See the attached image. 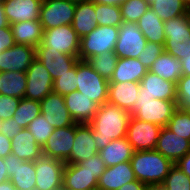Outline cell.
I'll return each instance as SVG.
<instances>
[{"label":"cell","mask_w":190,"mask_h":190,"mask_svg":"<svg viewBox=\"0 0 190 190\" xmlns=\"http://www.w3.org/2000/svg\"><path fill=\"white\" fill-rule=\"evenodd\" d=\"M40 105L41 114L53 128L68 127L75 124L62 95L52 91L40 101Z\"/></svg>","instance_id":"e0dca14e"},{"label":"cell","mask_w":190,"mask_h":190,"mask_svg":"<svg viewBox=\"0 0 190 190\" xmlns=\"http://www.w3.org/2000/svg\"><path fill=\"white\" fill-rule=\"evenodd\" d=\"M118 34L119 27L97 25L89 34L80 38L79 60L86 61L103 52H114Z\"/></svg>","instance_id":"8992f818"},{"label":"cell","mask_w":190,"mask_h":190,"mask_svg":"<svg viewBox=\"0 0 190 190\" xmlns=\"http://www.w3.org/2000/svg\"><path fill=\"white\" fill-rule=\"evenodd\" d=\"M7 175L17 190H35L36 170L33 161H23L10 153L4 158Z\"/></svg>","instance_id":"5bb4252c"},{"label":"cell","mask_w":190,"mask_h":190,"mask_svg":"<svg viewBox=\"0 0 190 190\" xmlns=\"http://www.w3.org/2000/svg\"><path fill=\"white\" fill-rule=\"evenodd\" d=\"M25 73L27 76L25 99L42 101L53 91L54 80L38 59L32 61Z\"/></svg>","instance_id":"7c38bea8"},{"label":"cell","mask_w":190,"mask_h":190,"mask_svg":"<svg viewBox=\"0 0 190 190\" xmlns=\"http://www.w3.org/2000/svg\"><path fill=\"white\" fill-rule=\"evenodd\" d=\"M186 6L188 7V10L190 11V0H185Z\"/></svg>","instance_id":"91938a15"},{"label":"cell","mask_w":190,"mask_h":190,"mask_svg":"<svg viewBox=\"0 0 190 190\" xmlns=\"http://www.w3.org/2000/svg\"><path fill=\"white\" fill-rule=\"evenodd\" d=\"M146 69L139 59L118 58L109 83L138 82L146 75Z\"/></svg>","instance_id":"83f0119b"},{"label":"cell","mask_w":190,"mask_h":190,"mask_svg":"<svg viewBox=\"0 0 190 190\" xmlns=\"http://www.w3.org/2000/svg\"><path fill=\"white\" fill-rule=\"evenodd\" d=\"M161 186L165 190H190V177L174 164Z\"/></svg>","instance_id":"ab89813d"},{"label":"cell","mask_w":190,"mask_h":190,"mask_svg":"<svg viewBox=\"0 0 190 190\" xmlns=\"http://www.w3.org/2000/svg\"><path fill=\"white\" fill-rule=\"evenodd\" d=\"M146 187L147 185L138 180H135L127 183L126 185H123L119 190H144Z\"/></svg>","instance_id":"816d5d0a"},{"label":"cell","mask_w":190,"mask_h":190,"mask_svg":"<svg viewBox=\"0 0 190 190\" xmlns=\"http://www.w3.org/2000/svg\"><path fill=\"white\" fill-rule=\"evenodd\" d=\"M162 127L131 116L126 139L134 151L155 150Z\"/></svg>","instance_id":"30bf717a"},{"label":"cell","mask_w":190,"mask_h":190,"mask_svg":"<svg viewBox=\"0 0 190 190\" xmlns=\"http://www.w3.org/2000/svg\"><path fill=\"white\" fill-rule=\"evenodd\" d=\"M155 150L175 164L190 151V140L162 127Z\"/></svg>","instance_id":"d6986e66"},{"label":"cell","mask_w":190,"mask_h":190,"mask_svg":"<svg viewBox=\"0 0 190 190\" xmlns=\"http://www.w3.org/2000/svg\"><path fill=\"white\" fill-rule=\"evenodd\" d=\"M165 52L178 60L190 54V12L164 22Z\"/></svg>","instance_id":"3957f363"},{"label":"cell","mask_w":190,"mask_h":190,"mask_svg":"<svg viewBox=\"0 0 190 190\" xmlns=\"http://www.w3.org/2000/svg\"><path fill=\"white\" fill-rule=\"evenodd\" d=\"M0 190H17L15 186L7 180L5 182L0 183Z\"/></svg>","instance_id":"6f0895ef"},{"label":"cell","mask_w":190,"mask_h":190,"mask_svg":"<svg viewBox=\"0 0 190 190\" xmlns=\"http://www.w3.org/2000/svg\"><path fill=\"white\" fill-rule=\"evenodd\" d=\"M19 98L9 97L0 94V120L13 118L15 111L20 103Z\"/></svg>","instance_id":"f6af8a7d"},{"label":"cell","mask_w":190,"mask_h":190,"mask_svg":"<svg viewBox=\"0 0 190 190\" xmlns=\"http://www.w3.org/2000/svg\"><path fill=\"white\" fill-rule=\"evenodd\" d=\"M176 108V101L151 99V96L139 95L130 113L131 116L138 120L167 127Z\"/></svg>","instance_id":"277c9868"},{"label":"cell","mask_w":190,"mask_h":190,"mask_svg":"<svg viewBox=\"0 0 190 190\" xmlns=\"http://www.w3.org/2000/svg\"><path fill=\"white\" fill-rule=\"evenodd\" d=\"M36 59L45 66L53 80L68 73L79 61L78 56L64 54L41 44L36 47Z\"/></svg>","instance_id":"9a60e30c"},{"label":"cell","mask_w":190,"mask_h":190,"mask_svg":"<svg viewBox=\"0 0 190 190\" xmlns=\"http://www.w3.org/2000/svg\"><path fill=\"white\" fill-rule=\"evenodd\" d=\"M16 44L30 45L36 48L42 40L43 27L39 20L16 22L10 25Z\"/></svg>","instance_id":"f1b7e54d"},{"label":"cell","mask_w":190,"mask_h":190,"mask_svg":"<svg viewBox=\"0 0 190 190\" xmlns=\"http://www.w3.org/2000/svg\"><path fill=\"white\" fill-rule=\"evenodd\" d=\"M94 173L79 164H65L62 190H97Z\"/></svg>","instance_id":"d4e9b609"},{"label":"cell","mask_w":190,"mask_h":190,"mask_svg":"<svg viewBox=\"0 0 190 190\" xmlns=\"http://www.w3.org/2000/svg\"><path fill=\"white\" fill-rule=\"evenodd\" d=\"M146 38L137 23L123 22L119 27L118 40L114 53L118 58H136L144 50Z\"/></svg>","instance_id":"8fae6325"},{"label":"cell","mask_w":190,"mask_h":190,"mask_svg":"<svg viewBox=\"0 0 190 190\" xmlns=\"http://www.w3.org/2000/svg\"><path fill=\"white\" fill-rule=\"evenodd\" d=\"M76 65L62 76L56 78L53 83V92L62 96L77 90Z\"/></svg>","instance_id":"b9f144b4"},{"label":"cell","mask_w":190,"mask_h":190,"mask_svg":"<svg viewBox=\"0 0 190 190\" xmlns=\"http://www.w3.org/2000/svg\"><path fill=\"white\" fill-rule=\"evenodd\" d=\"M22 129L13 118L2 120L0 124V133L7 136L10 140L22 131Z\"/></svg>","instance_id":"7dc6e473"},{"label":"cell","mask_w":190,"mask_h":190,"mask_svg":"<svg viewBox=\"0 0 190 190\" xmlns=\"http://www.w3.org/2000/svg\"><path fill=\"white\" fill-rule=\"evenodd\" d=\"M154 190H165L161 185L154 186Z\"/></svg>","instance_id":"680465c9"},{"label":"cell","mask_w":190,"mask_h":190,"mask_svg":"<svg viewBox=\"0 0 190 190\" xmlns=\"http://www.w3.org/2000/svg\"><path fill=\"white\" fill-rule=\"evenodd\" d=\"M135 180L131 163H119L106 167L98 180L97 190H119L123 185Z\"/></svg>","instance_id":"603a6c76"},{"label":"cell","mask_w":190,"mask_h":190,"mask_svg":"<svg viewBox=\"0 0 190 190\" xmlns=\"http://www.w3.org/2000/svg\"><path fill=\"white\" fill-rule=\"evenodd\" d=\"M72 26L80 38L95 29L97 26V15L93 0L77 1Z\"/></svg>","instance_id":"484cf974"},{"label":"cell","mask_w":190,"mask_h":190,"mask_svg":"<svg viewBox=\"0 0 190 190\" xmlns=\"http://www.w3.org/2000/svg\"><path fill=\"white\" fill-rule=\"evenodd\" d=\"M42 2L43 0H5L3 7L9 24L39 20Z\"/></svg>","instance_id":"44dd1931"},{"label":"cell","mask_w":190,"mask_h":190,"mask_svg":"<svg viewBox=\"0 0 190 190\" xmlns=\"http://www.w3.org/2000/svg\"><path fill=\"white\" fill-rule=\"evenodd\" d=\"M76 0H43L39 21L43 30L72 25Z\"/></svg>","instance_id":"52a82bcc"},{"label":"cell","mask_w":190,"mask_h":190,"mask_svg":"<svg viewBox=\"0 0 190 190\" xmlns=\"http://www.w3.org/2000/svg\"><path fill=\"white\" fill-rule=\"evenodd\" d=\"M137 26L148 42L164 45L166 37L164 22L152 9H148L137 21Z\"/></svg>","instance_id":"4dcf8cb0"},{"label":"cell","mask_w":190,"mask_h":190,"mask_svg":"<svg viewBox=\"0 0 190 190\" xmlns=\"http://www.w3.org/2000/svg\"><path fill=\"white\" fill-rule=\"evenodd\" d=\"M156 15L163 21L189 13L185 0H155L150 4Z\"/></svg>","instance_id":"836d02e7"},{"label":"cell","mask_w":190,"mask_h":190,"mask_svg":"<svg viewBox=\"0 0 190 190\" xmlns=\"http://www.w3.org/2000/svg\"><path fill=\"white\" fill-rule=\"evenodd\" d=\"M10 24L5 16L3 3H0V28L9 27Z\"/></svg>","instance_id":"11a10c76"},{"label":"cell","mask_w":190,"mask_h":190,"mask_svg":"<svg viewBox=\"0 0 190 190\" xmlns=\"http://www.w3.org/2000/svg\"><path fill=\"white\" fill-rule=\"evenodd\" d=\"M76 123L62 128H54L42 147L43 155L65 162L74 145Z\"/></svg>","instance_id":"4fadbf2b"},{"label":"cell","mask_w":190,"mask_h":190,"mask_svg":"<svg viewBox=\"0 0 190 190\" xmlns=\"http://www.w3.org/2000/svg\"><path fill=\"white\" fill-rule=\"evenodd\" d=\"M41 114L40 101L22 98L13 115V119L21 128L26 129L32 120Z\"/></svg>","instance_id":"e575fe53"},{"label":"cell","mask_w":190,"mask_h":190,"mask_svg":"<svg viewBox=\"0 0 190 190\" xmlns=\"http://www.w3.org/2000/svg\"><path fill=\"white\" fill-rule=\"evenodd\" d=\"M77 91L99 106L107 103L109 81L98 74L87 61L76 63Z\"/></svg>","instance_id":"5b68a950"},{"label":"cell","mask_w":190,"mask_h":190,"mask_svg":"<svg viewBox=\"0 0 190 190\" xmlns=\"http://www.w3.org/2000/svg\"><path fill=\"white\" fill-rule=\"evenodd\" d=\"M63 97L69 114L75 123L89 124L98 111L99 105L77 90Z\"/></svg>","instance_id":"7402d4cb"},{"label":"cell","mask_w":190,"mask_h":190,"mask_svg":"<svg viewBox=\"0 0 190 190\" xmlns=\"http://www.w3.org/2000/svg\"><path fill=\"white\" fill-rule=\"evenodd\" d=\"M139 95H148L151 96V99L176 101V83L164 80L148 70L146 75L140 80Z\"/></svg>","instance_id":"ffe728a7"},{"label":"cell","mask_w":190,"mask_h":190,"mask_svg":"<svg viewBox=\"0 0 190 190\" xmlns=\"http://www.w3.org/2000/svg\"><path fill=\"white\" fill-rule=\"evenodd\" d=\"M139 91L138 82L109 83L107 102L131 112L139 98Z\"/></svg>","instance_id":"cb8c5ba5"},{"label":"cell","mask_w":190,"mask_h":190,"mask_svg":"<svg viewBox=\"0 0 190 190\" xmlns=\"http://www.w3.org/2000/svg\"><path fill=\"white\" fill-rule=\"evenodd\" d=\"M164 80L176 83L182 76V64L176 57L163 52L149 69Z\"/></svg>","instance_id":"1f68e13d"},{"label":"cell","mask_w":190,"mask_h":190,"mask_svg":"<svg viewBox=\"0 0 190 190\" xmlns=\"http://www.w3.org/2000/svg\"><path fill=\"white\" fill-rule=\"evenodd\" d=\"M134 152L133 147L127 141L126 137L111 140L105 148L99 150L101 159L106 167H111L123 162H130Z\"/></svg>","instance_id":"f546056e"},{"label":"cell","mask_w":190,"mask_h":190,"mask_svg":"<svg viewBox=\"0 0 190 190\" xmlns=\"http://www.w3.org/2000/svg\"><path fill=\"white\" fill-rule=\"evenodd\" d=\"M12 30L9 27L0 28V53L15 45Z\"/></svg>","instance_id":"c3c4849f"},{"label":"cell","mask_w":190,"mask_h":190,"mask_svg":"<svg viewBox=\"0 0 190 190\" xmlns=\"http://www.w3.org/2000/svg\"><path fill=\"white\" fill-rule=\"evenodd\" d=\"M97 25L120 27L123 23L120 6L95 2Z\"/></svg>","instance_id":"8d00e7d4"},{"label":"cell","mask_w":190,"mask_h":190,"mask_svg":"<svg viewBox=\"0 0 190 190\" xmlns=\"http://www.w3.org/2000/svg\"><path fill=\"white\" fill-rule=\"evenodd\" d=\"M177 107L190 111V76L182 75L176 84Z\"/></svg>","instance_id":"ee69618b"},{"label":"cell","mask_w":190,"mask_h":190,"mask_svg":"<svg viewBox=\"0 0 190 190\" xmlns=\"http://www.w3.org/2000/svg\"><path fill=\"white\" fill-rule=\"evenodd\" d=\"M36 58V48L25 44H15L0 53V72H26Z\"/></svg>","instance_id":"2e32d148"},{"label":"cell","mask_w":190,"mask_h":190,"mask_svg":"<svg viewBox=\"0 0 190 190\" xmlns=\"http://www.w3.org/2000/svg\"><path fill=\"white\" fill-rule=\"evenodd\" d=\"M167 128L180 137L190 140V111L177 107L167 124Z\"/></svg>","instance_id":"74e56055"},{"label":"cell","mask_w":190,"mask_h":190,"mask_svg":"<svg viewBox=\"0 0 190 190\" xmlns=\"http://www.w3.org/2000/svg\"><path fill=\"white\" fill-rule=\"evenodd\" d=\"M144 190H154V186H147Z\"/></svg>","instance_id":"94428289"},{"label":"cell","mask_w":190,"mask_h":190,"mask_svg":"<svg viewBox=\"0 0 190 190\" xmlns=\"http://www.w3.org/2000/svg\"><path fill=\"white\" fill-rule=\"evenodd\" d=\"M149 8L146 0H125L120 5L123 22L137 23Z\"/></svg>","instance_id":"f35d334b"},{"label":"cell","mask_w":190,"mask_h":190,"mask_svg":"<svg viewBox=\"0 0 190 190\" xmlns=\"http://www.w3.org/2000/svg\"><path fill=\"white\" fill-rule=\"evenodd\" d=\"M175 165L179 167L185 175L190 177V151L183 158H180Z\"/></svg>","instance_id":"f907efd6"},{"label":"cell","mask_w":190,"mask_h":190,"mask_svg":"<svg viewBox=\"0 0 190 190\" xmlns=\"http://www.w3.org/2000/svg\"><path fill=\"white\" fill-rule=\"evenodd\" d=\"M9 180L7 175V166L4 164V158L0 157V183Z\"/></svg>","instance_id":"f5cc1de1"},{"label":"cell","mask_w":190,"mask_h":190,"mask_svg":"<svg viewBox=\"0 0 190 190\" xmlns=\"http://www.w3.org/2000/svg\"><path fill=\"white\" fill-rule=\"evenodd\" d=\"M27 87L25 72H0V94L22 99Z\"/></svg>","instance_id":"d6a6232c"},{"label":"cell","mask_w":190,"mask_h":190,"mask_svg":"<svg viewBox=\"0 0 190 190\" xmlns=\"http://www.w3.org/2000/svg\"><path fill=\"white\" fill-rule=\"evenodd\" d=\"M130 118L131 113L127 110L108 102L100 105L89 123L98 150L105 148L111 140L125 138Z\"/></svg>","instance_id":"6da1fadb"},{"label":"cell","mask_w":190,"mask_h":190,"mask_svg":"<svg viewBox=\"0 0 190 190\" xmlns=\"http://www.w3.org/2000/svg\"><path fill=\"white\" fill-rule=\"evenodd\" d=\"M118 56L114 52H103L87 59V63L108 81L115 70Z\"/></svg>","instance_id":"d590c367"},{"label":"cell","mask_w":190,"mask_h":190,"mask_svg":"<svg viewBox=\"0 0 190 190\" xmlns=\"http://www.w3.org/2000/svg\"><path fill=\"white\" fill-rule=\"evenodd\" d=\"M35 138L36 143L43 147L48 137L53 133L54 128L47 122L42 114L38 115L37 118L31 121L26 128Z\"/></svg>","instance_id":"60d3db41"},{"label":"cell","mask_w":190,"mask_h":190,"mask_svg":"<svg viewBox=\"0 0 190 190\" xmlns=\"http://www.w3.org/2000/svg\"><path fill=\"white\" fill-rule=\"evenodd\" d=\"M130 163L136 180L147 186L161 185L174 165L156 150L135 151Z\"/></svg>","instance_id":"7a4b0ae2"},{"label":"cell","mask_w":190,"mask_h":190,"mask_svg":"<svg viewBox=\"0 0 190 190\" xmlns=\"http://www.w3.org/2000/svg\"><path fill=\"white\" fill-rule=\"evenodd\" d=\"M11 153V140L0 133V157H7Z\"/></svg>","instance_id":"681fc988"},{"label":"cell","mask_w":190,"mask_h":190,"mask_svg":"<svg viewBox=\"0 0 190 190\" xmlns=\"http://www.w3.org/2000/svg\"><path fill=\"white\" fill-rule=\"evenodd\" d=\"M36 170L35 190H58L63 188L65 162L42 155L34 161Z\"/></svg>","instance_id":"ba28073f"},{"label":"cell","mask_w":190,"mask_h":190,"mask_svg":"<svg viewBox=\"0 0 190 190\" xmlns=\"http://www.w3.org/2000/svg\"><path fill=\"white\" fill-rule=\"evenodd\" d=\"M93 1L106 5L120 6L125 0H93Z\"/></svg>","instance_id":"9f6ffc18"},{"label":"cell","mask_w":190,"mask_h":190,"mask_svg":"<svg viewBox=\"0 0 190 190\" xmlns=\"http://www.w3.org/2000/svg\"><path fill=\"white\" fill-rule=\"evenodd\" d=\"M74 140L73 148L65 164H78L99 153L97 143L92 136V127L89 124L76 123Z\"/></svg>","instance_id":"ac0fdd59"},{"label":"cell","mask_w":190,"mask_h":190,"mask_svg":"<svg viewBox=\"0 0 190 190\" xmlns=\"http://www.w3.org/2000/svg\"><path fill=\"white\" fill-rule=\"evenodd\" d=\"M163 52H165L164 45L147 41L145 48L138 56V59L143 66L149 70L159 55Z\"/></svg>","instance_id":"7bdbcfd3"},{"label":"cell","mask_w":190,"mask_h":190,"mask_svg":"<svg viewBox=\"0 0 190 190\" xmlns=\"http://www.w3.org/2000/svg\"><path fill=\"white\" fill-rule=\"evenodd\" d=\"M40 44L64 54L78 56L80 37L74 31L72 25H63L44 30Z\"/></svg>","instance_id":"9c48e42d"},{"label":"cell","mask_w":190,"mask_h":190,"mask_svg":"<svg viewBox=\"0 0 190 190\" xmlns=\"http://www.w3.org/2000/svg\"><path fill=\"white\" fill-rule=\"evenodd\" d=\"M146 1H147V2L149 3V5H150V4L154 3L155 0H146Z\"/></svg>","instance_id":"6125c7cd"},{"label":"cell","mask_w":190,"mask_h":190,"mask_svg":"<svg viewBox=\"0 0 190 190\" xmlns=\"http://www.w3.org/2000/svg\"><path fill=\"white\" fill-rule=\"evenodd\" d=\"M11 153L23 161H35L43 155L39 146L28 129H22L11 140Z\"/></svg>","instance_id":"4316f807"},{"label":"cell","mask_w":190,"mask_h":190,"mask_svg":"<svg viewBox=\"0 0 190 190\" xmlns=\"http://www.w3.org/2000/svg\"><path fill=\"white\" fill-rule=\"evenodd\" d=\"M182 75L190 76V54L186 56V59L181 60Z\"/></svg>","instance_id":"db71d44e"},{"label":"cell","mask_w":190,"mask_h":190,"mask_svg":"<svg viewBox=\"0 0 190 190\" xmlns=\"http://www.w3.org/2000/svg\"><path fill=\"white\" fill-rule=\"evenodd\" d=\"M80 166H83V169H87L90 172L94 173L95 179L99 180L100 176L106 169V165L101 159L99 153L93 155L88 160L81 161L78 163Z\"/></svg>","instance_id":"bcb514c9"}]
</instances>
